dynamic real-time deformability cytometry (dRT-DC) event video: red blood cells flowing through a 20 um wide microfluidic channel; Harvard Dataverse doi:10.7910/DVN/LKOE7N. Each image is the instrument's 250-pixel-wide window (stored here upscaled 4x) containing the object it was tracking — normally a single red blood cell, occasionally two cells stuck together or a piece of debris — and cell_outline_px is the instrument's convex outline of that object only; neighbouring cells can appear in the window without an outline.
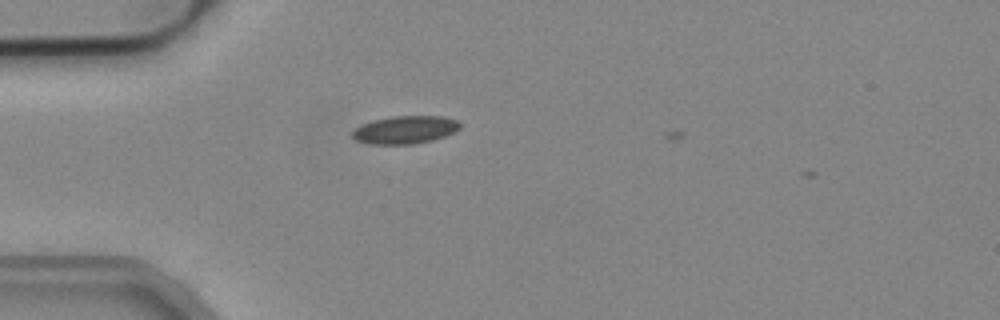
{"species": "common noctule bat (a hibernating species)", "species_latin": "Nyctalus noctula", "temperature_condition": "cold", "stored_images_in_passage": 7, "camera_frame_rate_fps": 3000, "um_per_image_px": 0.085, "animal": {"sex": "male", "body_mass_g": 19.2, "forearm_length_mm": 51.8}, "frame": {"image": 1, "passage_image": 6, "time_ms": 1.667, "image_size_px": [1000, 320], "cell_outline_px": [[460, 128], [444, 136], [432, 140], [412, 144], [372, 144], [356, 140], [352, 136], [352, 132], [356, 128], [364, 124], [376, 120], [392, 116], [444, 116], [456, 120], [460, 124]], "centroid_in_image_um": [34.45, 11.03], "position_along_channel_um": 50.6, "area_um2": 17.17}}